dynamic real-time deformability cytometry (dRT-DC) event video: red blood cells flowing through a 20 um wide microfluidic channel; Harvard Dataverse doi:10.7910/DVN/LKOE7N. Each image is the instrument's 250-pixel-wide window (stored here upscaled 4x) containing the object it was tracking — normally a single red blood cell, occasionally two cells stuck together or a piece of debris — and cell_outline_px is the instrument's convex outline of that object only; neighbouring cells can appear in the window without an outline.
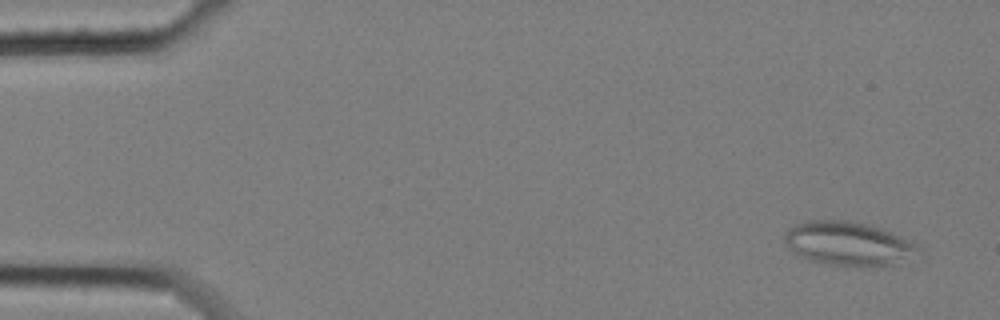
{"species": "common noctule bat (a hibernating species)", "species_latin": "Nyctalus noctula", "temperature_condition": "cold", "stored_images_in_passage": 58, "camera_frame_rate_fps": 3000, "um_per_image_px": 0.085, "animal": {"sex": "female", "body_mass_g": 25.1}, "frame": {"image": 1, "passage_image": 3, "time_ms": 0.667, "image_size_px": [1000, 320], "cell_outline_px": [[920, 248], [892, 264], [864, 268], [828, 264], [808, 260], [796, 256], [784, 240], [784, 232], [788, 228], [804, 220], [848, 220], [872, 224], [900, 236], [908, 240]], "centroid_in_image_um": [71.98, 20.69], "position_along_channel_um": 13.0, "area_um2": 34.1}}
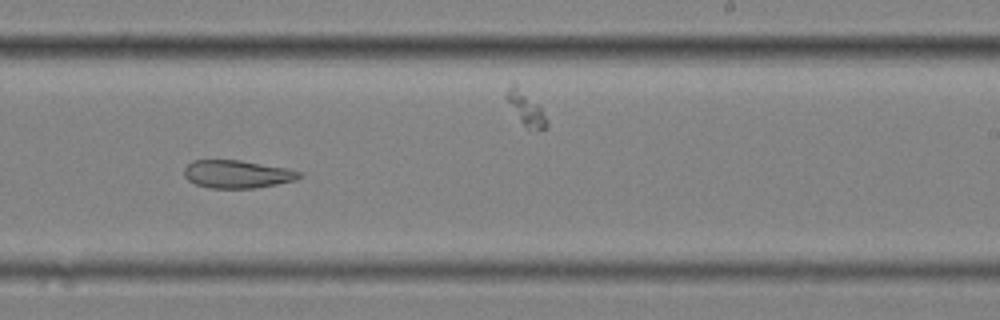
{"frame": {"image": 2, "passage_image": 36, "time_ms": 11.667, "image_size_px": [1000, 320], "cell_outline_px": [[304, 176], [296, 180], [256, 188], [208, 188], [196, 184], [188, 180], [184, 176], [184, 168], [192, 160], [240, 160], [288, 168], [304, 172]], "centroid_in_image_um": [20.2, 14.8], "position_along_channel_um": 268.8, "area_um2": 18.96}}
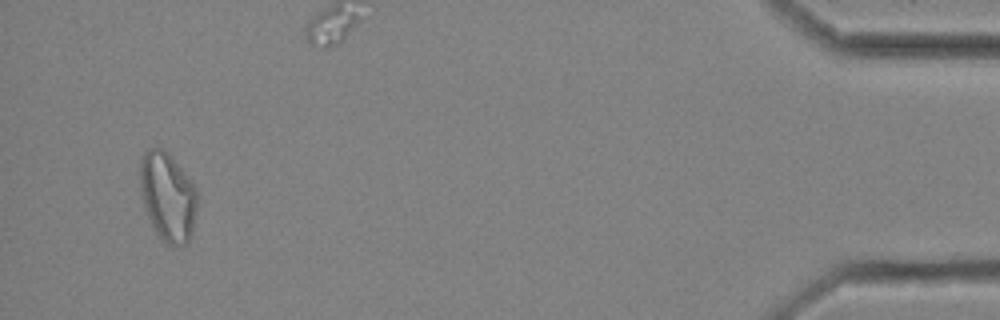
{"frame": {"image": 3, "passage_image": 56, "time_ms": 18.333, "image_size_px": [1000, 320], "cell_outline_px": [[196, 212], [192, 232], [188, 244], [172, 248], [160, 240], [152, 228], [144, 208], [140, 196], [140, 156], [148, 148], [164, 148], [172, 156], [196, 188]], "centroid_in_image_um": [14.22, 16.76], "position_along_channel_um": 421.0, "area_um2": 30.35}, "authors_computed_cell_mechanics": {"area_um2": 24.7962, "velocity_mm_per_s": 3.426, "shape_relaxation_time_tau1_ms": null, "shape_relaxation_time_tau2_ms": 7.478, "deformation_change_tau1": null, "deformation_change_tau2": 0.1513}}